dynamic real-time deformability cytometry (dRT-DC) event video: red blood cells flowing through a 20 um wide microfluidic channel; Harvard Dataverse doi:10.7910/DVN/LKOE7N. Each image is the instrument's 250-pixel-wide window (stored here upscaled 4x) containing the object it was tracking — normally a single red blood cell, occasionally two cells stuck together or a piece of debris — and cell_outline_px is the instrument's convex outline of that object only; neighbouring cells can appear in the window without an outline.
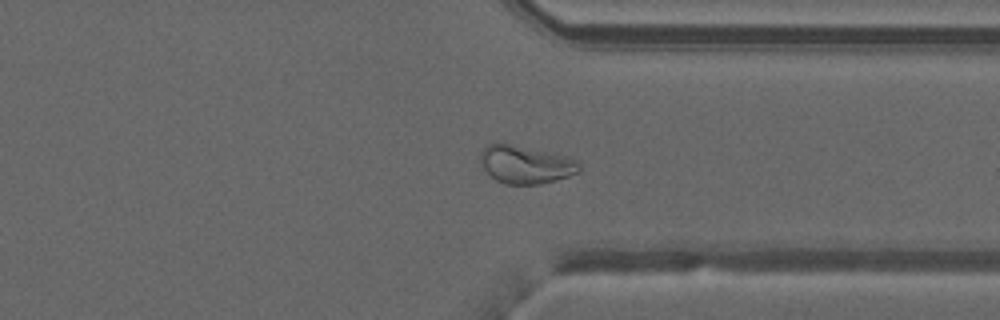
{"species": "common noctule bat (a hibernating species)", "species_latin": "Nyctalus noctula", "temperature_condition": "warm", "stored_images_in_passage": 41, "camera_frame_rate_fps": 3000, "um_per_image_px": 0.085, "animal": {"sex": "male", "forearm_length_mm": 52.5}, "frame": {"image": 1, "passage_image": 29, "time_ms": 9.333, "image_size_px": [1000, 320], "cell_outline_px": [[580, 172], [556, 180], [540, 184], [504, 184], [496, 180], [480, 164], [480, 152], [488, 144], [496, 140], [500, 140], [568, 156], [580, 160]], "centroid_in_image_um": [44.68, 13.93], "position_along_channel_um": 366.7, "area_um2": 22.6}}
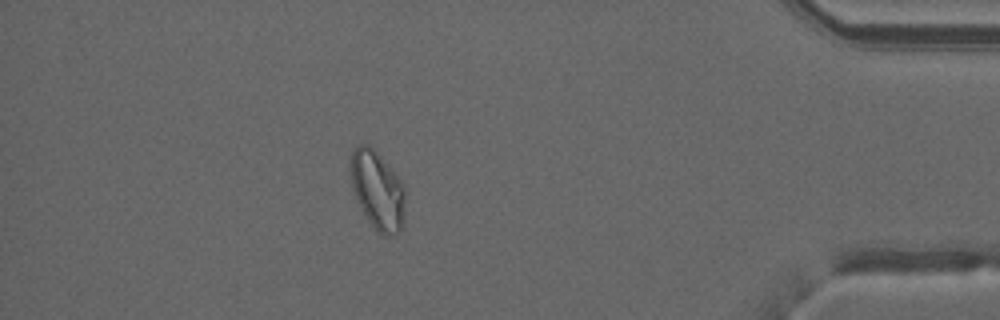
{"frame": {"image": 2, "passage_image": 35, "time_ms": 11.333, "image_size_px": [1000, 320], "cell_outline_px": [[404, 220], [400, 228], [396, 232], [388, 236], [384, 236], [376, 232], [368, 220], [352, 188], [348, 164], [352, 152], [356, 144], [368, 144], [380, 156], [404, 184]], "centroid_in_image_um": [32.06, 16.14], "position_along_channel_um": 403.1, "area_um2": 24.91}, "authors_computed_cell_mechanics": {"area_um2": 23.4668, "velocity_mm_per_s": 4.0314, "shape_relaxation_time_tau1_ms": null, "shape_relaxation_time_tau2_ms": 1.7618, "deformation_change_tau1": null, "deformation_change_tau2": 0.0498}}